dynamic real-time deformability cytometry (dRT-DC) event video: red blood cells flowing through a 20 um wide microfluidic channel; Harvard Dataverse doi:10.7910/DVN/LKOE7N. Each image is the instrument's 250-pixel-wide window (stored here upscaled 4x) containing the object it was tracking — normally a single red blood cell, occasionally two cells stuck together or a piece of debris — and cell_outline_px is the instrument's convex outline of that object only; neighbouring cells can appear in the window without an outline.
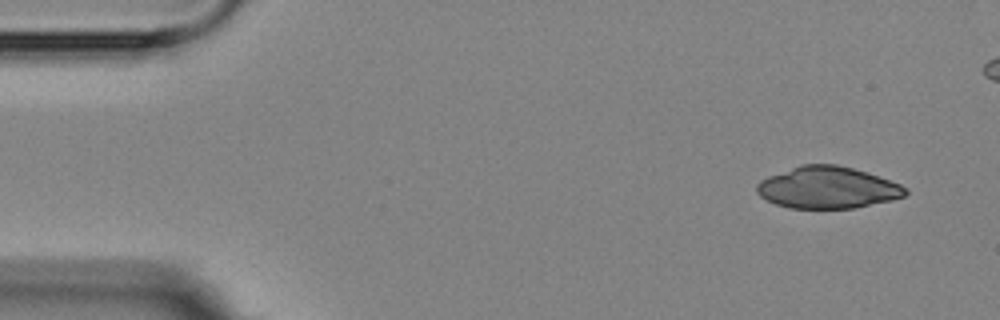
{"species": "Egyptian fruit bat (a non-hibernating species)", "species_latin": "Rousettus aegyptiacus", "temperature_condition": "room temperature", "stored_images_in_passage": 4, "camera_frame_rate_fps": 3000, "um_per_image_px": 0.085, "animal": {"sex": "female"}, "frame": {"image": 1, "passage_image": 1, "time_ms": 0.0, "image_size_px": [1000, 320], "cell_outline_px": [[908, 192], [904, 196], [892, 200], [852, 208], [788, 208], [776, 204], [760, 196], [756, 192], [756, 184], [760, 180], [768, 176], [800, 164], [836, 164], [868, 172], [900, 184], [908, 188]], "centroid_in_image_um": [70.33, 15.94], "position_along_channel_um": 14.7, "area_um2": 36.24}}